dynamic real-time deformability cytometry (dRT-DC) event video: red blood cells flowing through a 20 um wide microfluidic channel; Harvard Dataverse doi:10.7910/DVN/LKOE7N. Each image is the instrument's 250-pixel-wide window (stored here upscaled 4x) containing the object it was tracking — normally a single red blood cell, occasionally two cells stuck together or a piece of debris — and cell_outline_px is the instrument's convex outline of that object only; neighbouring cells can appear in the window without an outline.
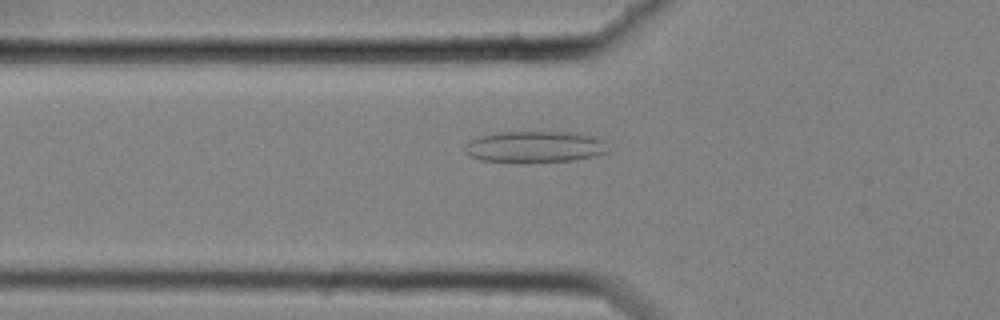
{"species": "common noctule bat (a hibernating species)", "species_latin": "Nyctalus noctula", "temperature_condition": "cold", "stored_images_in_passage": 58, "camera_frame_rate_fps": 3000, "um_per_image_px": 0.085, "animal": {"sex": "female", "body_mass_g": 25.1}, "frame": {"image": 1, "passage_image": 21, "time_ms": 6.667, "image_size_px": [1000, 320], "cell_outline_px": [[608, 152], [592, 156], [572, 160], [480, 160], [468, 156], [464, 152], [464, 144], [468, 140], [480, 136], [500, 132], [576, 132], [596, 136], [604, 140]], "centroid_in_image_um": [45.44, 12.43], "position_along_channel_um": 80.4, "area_um2": 25.66}}
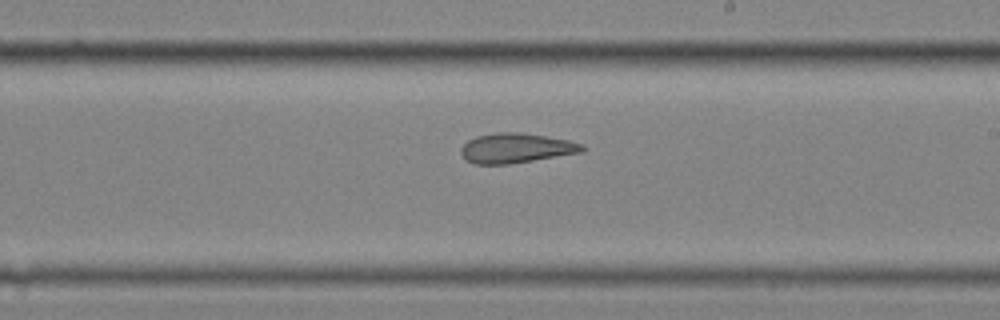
{"frame": {"image": 2, "passage_image": 35, "time_ms": 11.333, "image_size_px": [1000, 320], "cell_outline_px": [[588, 148], [584, 152], [508, 164], [472, 164], [460, 152], [460, 148], [468, 140], [476, 136], [496, 132], [520, 132], [568, 140], [584, 144]], "centroid_in_image_um": [43.89, 12.58], "position_along_channel_um": 245.1, "area_um2": 21.1}}
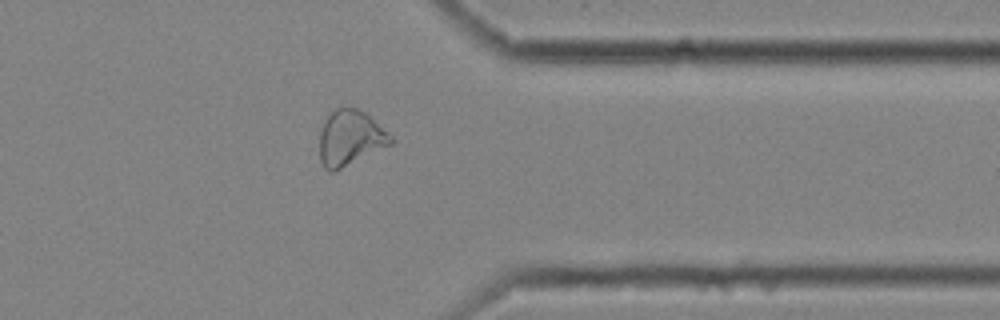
{"frame": {"image": 3, "passage_image": 47, "time_ms": 15.333, "image_size_px": [1000, 320], "cell_outline_px": [[392, 144], [332, 172], [328, 172], [324, 168], [320, 160], [320, 132], [324, 120], [336, 108], [356, 108], [364, 112], [392, 136]], "centroid_in_image_um": [29.74, 11.74], "position_along_channel_um": 381.7, "area_um2": 22.54}, "authors_computed_cell_mechanics": {"area_um2": 25.2008, "velocity_mm_per_s": 3.5331, "shape_relaxation_time_tau1_ms": null, "shape_relaxation_time_tau2_ms": 2.9406, "deformation_change_tau1": null, "deformation_change_tau2": 0.1183}}